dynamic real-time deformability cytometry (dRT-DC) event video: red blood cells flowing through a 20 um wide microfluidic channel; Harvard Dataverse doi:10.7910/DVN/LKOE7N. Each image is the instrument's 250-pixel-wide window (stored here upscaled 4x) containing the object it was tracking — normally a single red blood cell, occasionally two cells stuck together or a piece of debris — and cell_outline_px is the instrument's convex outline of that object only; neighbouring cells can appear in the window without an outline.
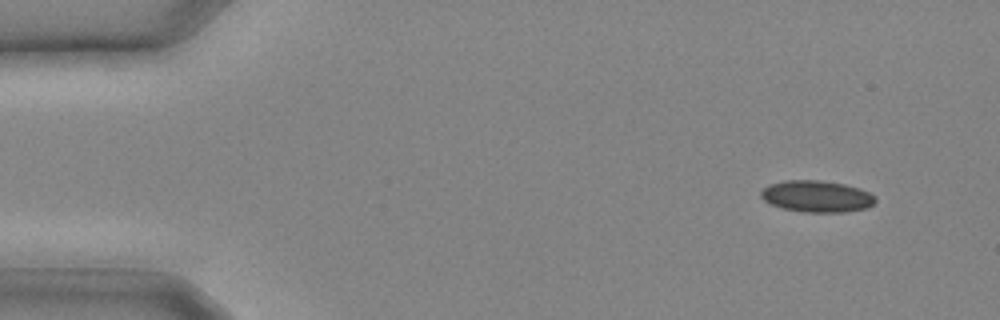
{"species": "common noctule bat (a hibernating species)", "species_latin": "Nyctalus noctula", "temperature_condition": "cold", "stored_images_in_passage": 25, "camera_frame_rate_fps": 3000, "um_per_image_px": 0.085, "animal": {"sex": "male", "body_mass_g": 20.4}, "frame": {"image": 1, "passage_image": 1, "time_ms": 0.0, "image_size_px": [1000, 320], "cell_outline_px": [[876, 200], [868, 208], [844, 212], [804, 212], [784, 208], [772, 204], [764, 200], [760, 196], [760, 192], [768, 184], [784, 180], [820, 180], [844, 184], [860, 188], [876, 196]], "centroid_in_image_um": [69.43, 16.68], "position_along_channel_um": 15.6, "area_um2": 21.1}}
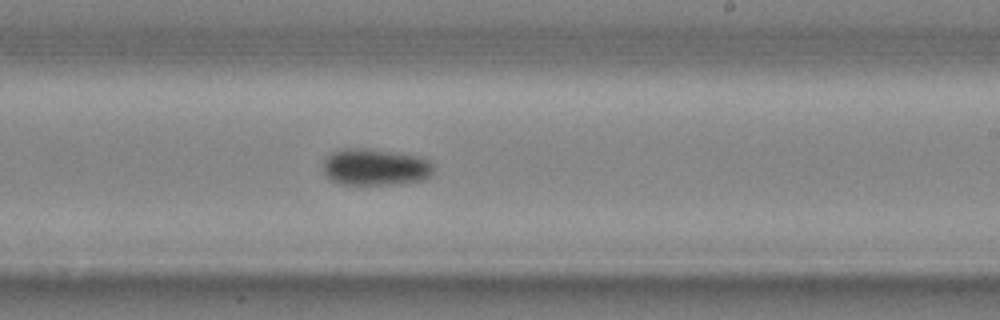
{"frame": {"image": 2, "passage_image": 15, "time_ms": 4.667, "image_size_px": [1000, 320], "cell_outline_px": [[432, 176], [428, 180], [396, 184], [340, 184], [332, 180], [324, 172], [324, 160], [332, 152], [344, 148], [372, 148], [420, 156], [428, 160], [432, 164]], "centroid_in_image_um": [31.94, 14.19], "position_along_channel_um": 257.1, "area_um2": 23.87}}
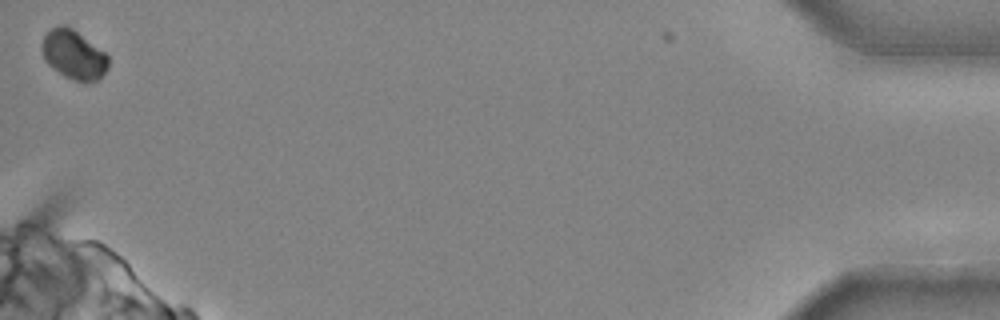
{"frame": {"image": 3, "passage_image": 25, "time_ms": 8.0, "image_size_px": [1000, 320], "cell_outline_px": [[108, 68], [96, 80], [72, 80], [64, 76], [52, 68], [44, 60], [40, 48], [40, 44], [44, 36], [52, 28], [60, 24], [64, 24], [72, 28], [104, 52], [108, 56]], "centroid_in_image_um": [6.2, 4.62], "position_along_channel_um": 429.0, "area_um2": 18.79}}